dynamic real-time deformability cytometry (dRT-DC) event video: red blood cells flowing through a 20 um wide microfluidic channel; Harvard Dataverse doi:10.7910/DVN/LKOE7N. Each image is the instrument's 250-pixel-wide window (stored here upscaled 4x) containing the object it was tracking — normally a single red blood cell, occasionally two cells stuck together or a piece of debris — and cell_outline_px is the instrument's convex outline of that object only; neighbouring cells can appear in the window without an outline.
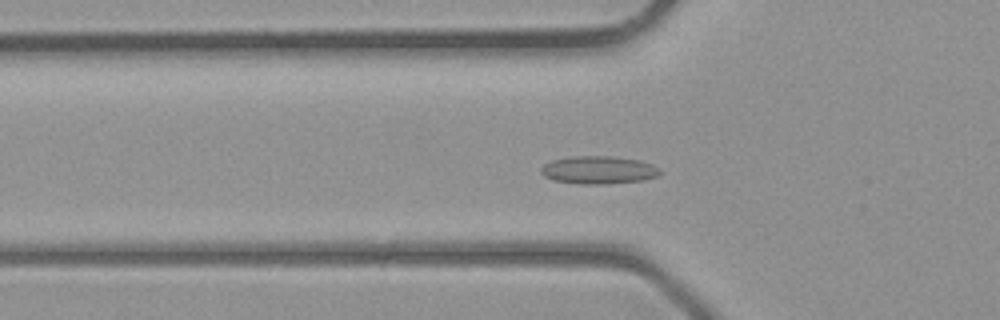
{"species": "common noctule bat (a hibernating species)", "species_latin": "Nyctalus noctula", "temperature_condition": "room temperature", "stored_images_in_passage": 36, "camera_frame_rate_fps": 3000, "um_per_image_px": 0.085, "animal": {"sex": "male", "body_mass_g": 23.1, "forearm_length_mm": 52.7}, "frame": {"image": 1, "passage_image": 9, "time_ms": 2.667, "image_size_px": [1000, 320], "cell_outline_px": [[660, 172], [656, 176], [644, 180], [604, 184], [580, 184], [552, 180], [544, 176], [540, 172], [540, 168], [544, 164], [552, 160], [572, 156], [616, 156], [640, 160], [652, 164], [660, 168]], "centroid_in_image_um": [50.86, 14.44], "position_along_channel_um": 74.9, "area_um2": 19.48}}
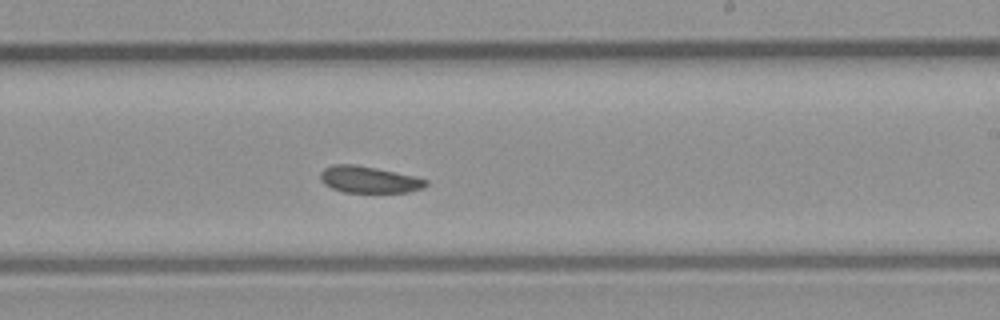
{"frame": {"image": 2, "passage_image": 20, "time_ms": 6.333, "image_size_px": [1000, 320], "cell_outline_px": [[428, 184], [424, 188], [408, 192], [344, 192], [332, 188], [324, 184], [320, 180], [320, 172], [324, 168], [332, 164], [356, 164], [376, 168], [412, 176], [428, 180]], "centroid_in_image_um": [31.33, 15.26], "position_along_channel_um": 257.7, "area_um2": 16.36}}
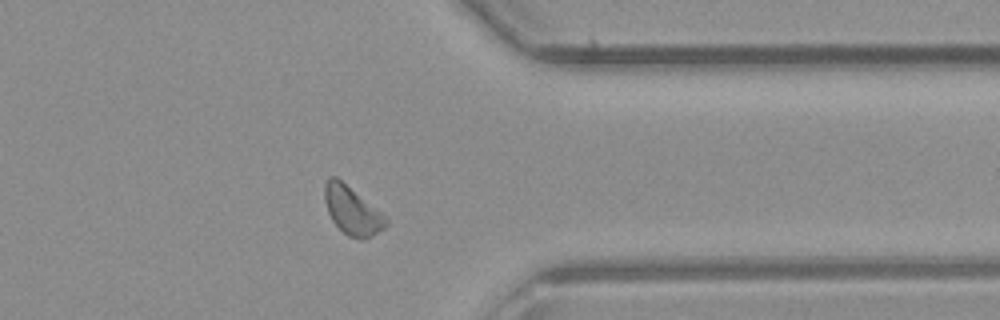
{"frame": {"image": 3, "passage_image": 28, "time_ms": 9.0, "image_size_px": [1000, 320], "cell_outline_px": [[388, 224], [384, 228], [372, 236], [364, 240], [360, 240], [348, 236], [332, 220], [328, 212], [324, 200], [324, 184], [328, 176], [336, 176], [380, 212], [388, 220]], "centroid_in_image_um": [29.9, 17.9], "position_along_channel_um": 381.5, "area_um2": 16.99}}